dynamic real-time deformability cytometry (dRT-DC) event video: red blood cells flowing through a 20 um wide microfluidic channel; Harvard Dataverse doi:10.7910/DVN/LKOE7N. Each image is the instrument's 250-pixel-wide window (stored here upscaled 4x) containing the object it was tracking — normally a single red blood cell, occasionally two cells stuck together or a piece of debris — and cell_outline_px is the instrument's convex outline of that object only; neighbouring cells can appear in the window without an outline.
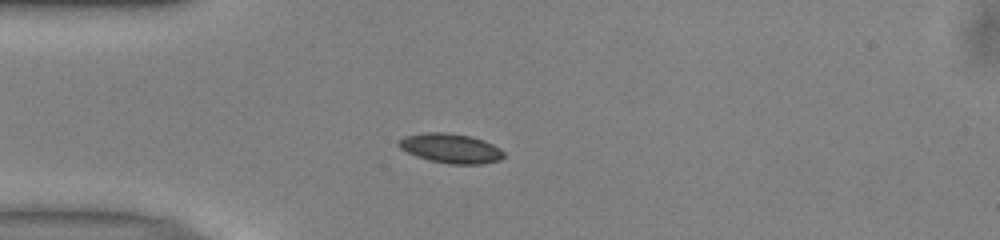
{"species": "common noctule bat (a hibernating species)", "species_latin": "Nyctalus noctula", "temperature_condition": "warm", "stored_images_in_passage": 39, "camera_frame_rate_fps": 3000, "um_per_image_px": 0.085, "animal": {"sex": "male", "body_mass_g": 13.0, "forearm_length_mm": 53.1}, "frame": {"image": 1, "passage_image": 1, "time_ms": 0.0, "image_size_px": [1000, 240], "cell_outline_px": [[504, 156], [500, 160], [480, 164], [448, 164], [416, 156], [400, 148], [396, 144], [396, 140], [404, 136], [424, 132], [448, 132], [472, 136], [484, 140], [500, 148], [504, 152]], "centroid_in_image_um": [38.29, 12.59], "position_along_channel_um": 46.7, "area_um2": 18.26}}
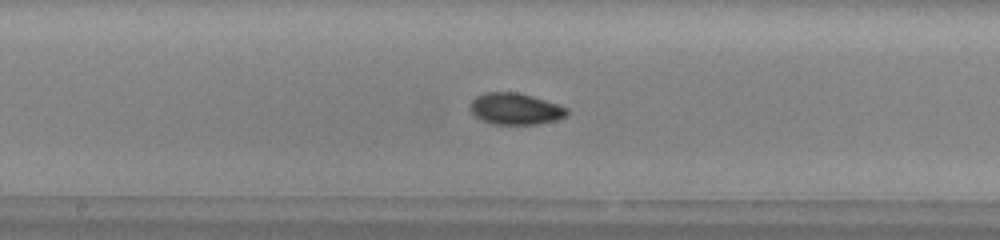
{"frame": {"image": 2, "passage_image": 14, "time_ms": 4.333, "image_size_px": [1000, 240], "cell_outline_px": [[568, 112], [564, 116], [556, 120], [536, 124], [492, 124], [480, 120], [472, 112], [472, 100], [476, 96], [488, 92], [520, 92], [568, 108]], "centroid_in_image_um": [43.8, 9.25], "position_along_channel_um": 204.4, "area_um2": 17.51}}
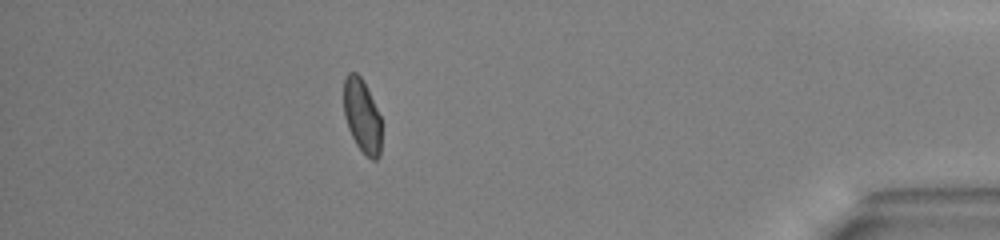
{"frame": {"image": 3, "passage_image": 33, "time_ms": 10.667, "image_size_px": [1000, 240], "cell_outline_px": [[380, 156], [376, 160], [372, 160], [356, 144], [348, 128], [344, 116], [344, 80], [348, 72], [356, 72], [360, 76], [380, 116]], "centroid_in_image_um": [30.75, 9.86], "position_along_channel_um": 404.4, "area_um2": 15.78}, "authors_computed_cell_mechanics": {"area_um2": 16.9932, "velocity_mm_per_s": 3.9764, "shape_relaxation_time_tau1_ms": 5.1088, "shape_relaxation_time_tau2_ms": 2.0791, "deformation_change_tau1": 0.1196, "deformation_change_tau2": 0.0353}}